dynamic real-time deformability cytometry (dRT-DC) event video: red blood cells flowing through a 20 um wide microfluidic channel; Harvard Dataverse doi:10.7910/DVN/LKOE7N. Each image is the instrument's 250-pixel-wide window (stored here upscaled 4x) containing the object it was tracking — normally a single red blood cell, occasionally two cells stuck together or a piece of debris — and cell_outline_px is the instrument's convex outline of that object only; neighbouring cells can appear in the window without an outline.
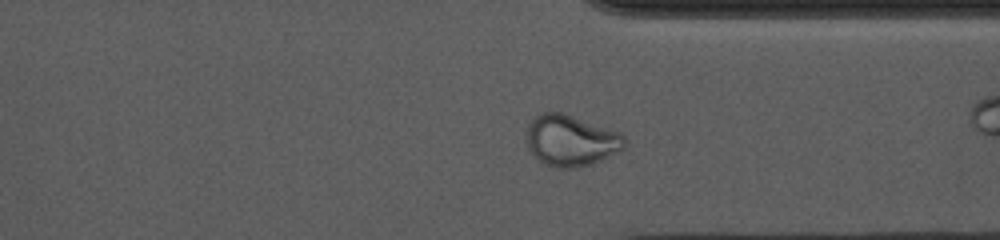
{"species": "common noctule bat (a hibernating species)", "species_latin": "Nyctalus noctula", "temperature_condition": "cold", "stored_images_in_passage": 54, "camera_frame_rate_fps": 3000, "um_per_image_px": 0.085, "animal": {"sex": "female", "body_mass_g": 10.0, "forearm_length_mm": 53.1}, "frame": {"image": 1, "passage_image": 39, "time_ms": 12.667, "image_size_px": [1000, 240], "cell_outline_px": [[624, 148], [592, 164], [576, 168], [556, 168], [544, 164], [528, 148], [528, 124], [540, 112], [564, 112], [620, 132], [624, 136]], "centroid_in_image_um": [48.53, 11.93], "position_along_channel_um": 362.9, "area_um2": 29.07}}
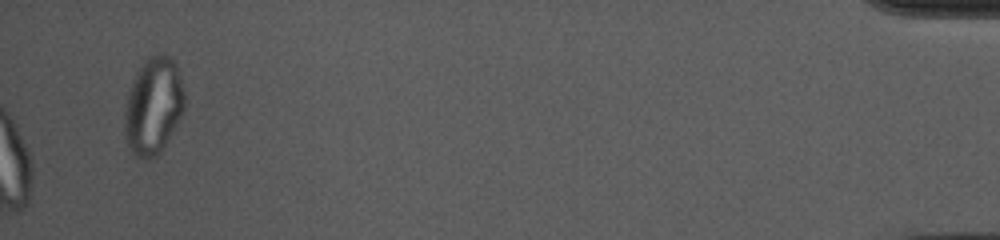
{"frame": {"image": 2, "passage_image": 54, "time_ms": 17.667, "image_size_px": [1000, 240], "cell_outline_px": [[184, 108], [176, 124], [164, 144], [152, 156], [136, 156], [132, 152], [124, 136], [124, 108], [128, 92], [140, 68], [148, 56], [160, 52], [168, 56], [176, 64], [184, 92]], "centroid_in_image_um": [13.01, 8.94], "position_along_channel_um": 422.2, "area_um2": 32.95}, "authors_computed_cell_mechanics": {"area_um2": 26.2412, "velocity_mm_per_s": 3.6683, "shape_relaxation_time_tau1_ms": null, "shape_relaxation_time_tau2_ms": 0.9036, "deformation_change_tau1": null, "deformation_change_tau2": 0.0557}}